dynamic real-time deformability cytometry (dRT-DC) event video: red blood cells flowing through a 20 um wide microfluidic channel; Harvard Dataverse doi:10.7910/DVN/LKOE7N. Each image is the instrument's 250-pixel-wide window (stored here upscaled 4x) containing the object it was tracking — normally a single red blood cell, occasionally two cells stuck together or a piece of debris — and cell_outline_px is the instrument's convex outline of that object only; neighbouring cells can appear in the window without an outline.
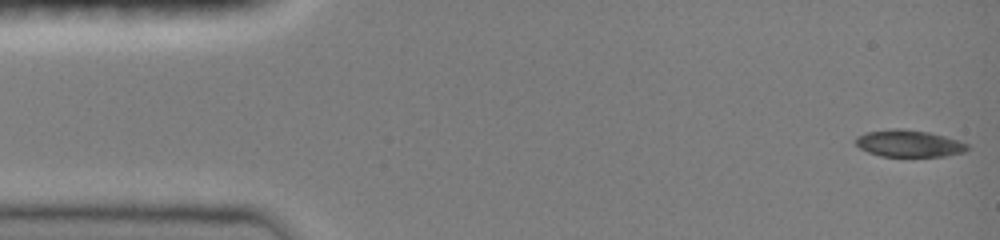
{"species": "common noctule bat (a hibernating species)", "species_latin": "Nyctalus noctula", "temperature_condition": "room temperature", "stored_images_in_passage": 47, "camera_frame_rate_fps": 3000, "um_per_image_px": 0.085, "animal": {"sex": "female", "body_mass_g": 19.0, "forearm_length_mm": 51.5}, "frame": {"image": 1, "passage_image": 1, "time_ms": 0.0, "image_size_px": [1000, 240], "cell_outline_px": [[968, 148], [964, 152], [948, 156], [880, 156], [868, 152], [860, 148], [856, 144], [856, 136], [864, 132], [892, 128], [900, 128], [928, 132], [944, 136], [968, 144]], "centroid_in_image_um": [77.22, 12.19], "position_along_channel_um": 7.8, "area_um2": 17.51}}
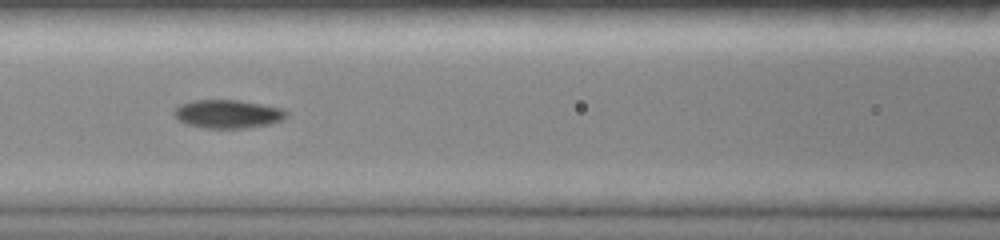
{"frame": {"image": 2, "passage_image": 20, "time_ms": 6.333, "image_size_px": [1000, 240], "cell_outline_px": [[288, 116], [284, 120], [272, 124], [244, 128], [204, 128], [188, 124], [180, 120], [172, 112], [180, 104], [192, 100], [240, 100], [284, 108], [288, 112]], "centroid_in_image_um": [19.44, 9.68], "position_along_channel_um": 147.2, "area_um2": 18.79}}
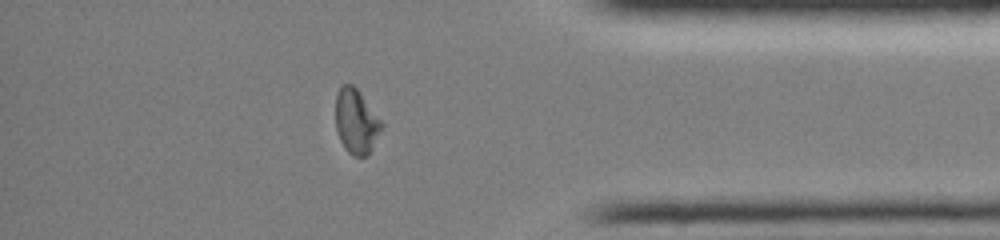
{"frame": {"image": 3, "passage_image": 40, "time_ms": 13.0, "image_size_px": [1000, 240], "cell_outline_px": [[384, 124], [368, 156], [352, 156], [344, 148], [340, 140], [336, 128], [336, 92], [344, 84], [352, 84], [360, 92]], "centroid_in_image_um": [30.27, 10.33], "position_along_channel_um": 404.9, "area_um2": 17.28}}